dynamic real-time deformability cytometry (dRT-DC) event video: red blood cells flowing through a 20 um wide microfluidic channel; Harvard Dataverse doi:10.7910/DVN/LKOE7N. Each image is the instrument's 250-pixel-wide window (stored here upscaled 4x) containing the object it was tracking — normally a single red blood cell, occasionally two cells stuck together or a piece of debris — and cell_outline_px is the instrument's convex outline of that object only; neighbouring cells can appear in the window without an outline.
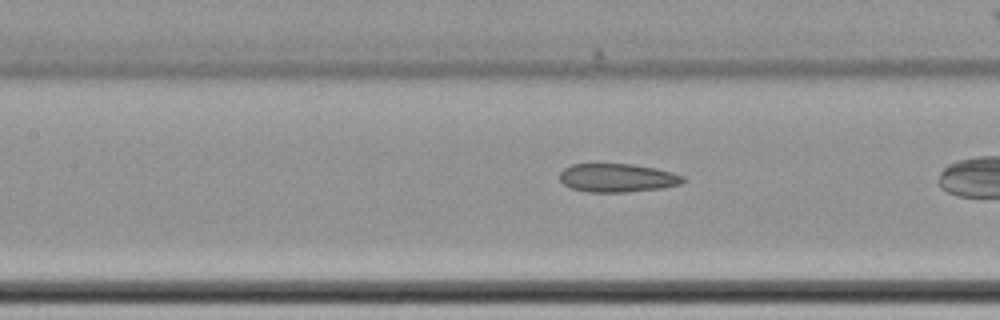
{"species": "common noctule bat (a hibernating species)", "species_latin": "Nyctalus noctula", "temperature_condition": "cold", "stored_images_in_passage": 45, "camera_frame_rate_fps": 3000, "um_per_image_px": 0.085, "animal": {"sex": "female", "body_mass_g": 22.7, "forearm_length_mm": 54.2}, "frame": {"image": 1, "passage_image": 26, "time_ms": 8.333, "image_size_px": [1000, 320], "cell_outline_px": [[684, 180], [680, 184], [660, 188], [624, 192], [588, 192], [572, 188], [564, 184], [560, 180], [560, 172], [564, 168], [572, 164], [632, 164], [656, 168], [672, 172], [684, 176]], "centroid_in_image_um": [52.46, 15.11], "position_along_channel_um": 154.9, "area_um2": 20.35}}